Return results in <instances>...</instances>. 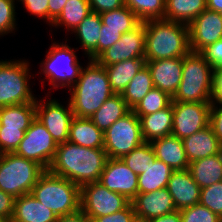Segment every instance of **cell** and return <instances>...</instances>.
I'll use <instances>...</instances> for the list:
<instances>
[{
  "instance_id": "1",
  "label": "cell",
  "mask_w": 222,
  "mask_h": 222,
  "mask_svg": "<svg viewBox=\"0 0 222 222\" xmlns=\"http://www.w3.org/2000/svg\"><path fill=\"white\" fill-rule=\"evenodd\" d=\"M107 159L104 149L86 148L66 141L58 144L48 171L81 188L85 184L99 182Z\"/></svg>"
},
{
  "instance_id": "2",
  "label": "cell",
  "mask_w": 222,
  "mask_h": 222,
  "mask_svg": "<svg viewBox=\"0 0 222 222\" xmlns=\"http://www.w3.org/2000/svg\"><path fill=\"white\" fill-rule=\"evenodd\" d=\"M73 115L90 118L109 97L115 94L110 86L106 69L96 60H89L81 69L77 82L69 88Z\"/></svg>"
},
{
  "instance_id": "3",
  "label": "cell",
  "mask_w": 222,
  "mask_h": 222,
  "mask_svg": "<svg viewBox=\"0 0 222 222\" xmlns=\"http://www.w3.org/2000/svg\"><path fill=\"white\" fill-rule=\"evenodd\" d=\"M145 24L146 61L183 58L190 49L189 26L166 19L149 20Z\"/></svg>"
},
{
  "instance_id": "4",
  "label": "cell",
  "mask_w": 222,
  "mask_h": 222,
  "mask_svg": "<svg viewBox=\"0 0 222 222\" xmlns=\"http://www.w3.org/2000/svg\"><path fill=\"white\" fill-rule=\"evenodd\" d=\"M31 194L57 217L80 210V187L48 170L39 177Z\"/></svg>"
},
{
  "instance_id": "5",
  "label": "cell",
  "mask_w": 222,
  "mask_h": 222,
  "mask_svg": "<svg viewBox=\"0 0 222 222\" xmlns=\"http://www.w3.org/2000/svg\"><path fill=\"white\" fill-rule=\"evenodd\" d=\"M213 69L200 52L186 54L182 80L172 101L211 103Z\"/></svg>"
},
{
  "instance_id": "6",
  "label": "cell",
  "mask_w": 222,
  "mask_h": 222,
  "mask_svg": "<svg viewBox=\"0 0 222 222\" xmlns=\"http://www.w3.org/2000/svg\"><path fill=\"white\" fill-rule=\"evenodd\" d=\"M45 171L40 164L15 153L0 154V190L14 198L31 193Z\"/></svg>"
},
{
  "instance_id": "7",
  "label": "cell",
  "mask_w": 222,
  "mask_h": 222,
  "mask_svg": "<svg viewBox=\"0 0 222 222\" xmlns=\"http://www.w3.org/2000/svg\"><path fill=\"white\" fill-rule=\"evenodd\" d=\"M28 64L24 60L0 61V108L36 102L28 84Z\"/></svg>"
},
{
  "instance_id": "8",
  "label": "cell",
  "mask_w": 222,
  "mask_h": 222,
  "mask_svg": "<svg viewBox=\"0 0 222 222\" xmlns=\"http://www.w3.org/2000/svg\"><path fill=\"white\" fill-rule=\"evenodd\" d=\"M45 61H43L42 72L48 77L49 83L57 87H72L80 77L83 68L77 60V56L67 44H56L49 48Z\"/></svg>"
},
{
  "instance_id": "9",
  "label": "cell",
  "mask_w": 222,
  "mask_h": 222,
  "mask_svg": "<svg viewBox=\"0 0 222 222\" xmlns=\"http://www.w3.org/2000/svg\"><path fill=\"white\" fill-rule=\"evenodd\" d=\"M103 134V149L108 158H122L144 142L140 118L132 110L118 119Z\"/></svg>"
},
{
  "instance_id": "10",
  "label": "cell",
  "mask_w": 222,
  "mask_h": 222,
  "mask_svg": "<svg viewBox=\"0 0 222 222\" xmlns=\"http://www.w3.org/2000/svg\"><path fill=\"white\" fill-rule=\"evenodd\" d=\"M80 196V210L90 220L116 213L131 202L124 195L110 191L99 182L83 185Z\"/></svg>"
},
{
  "instance_id": "11",
  "label": "cell",
  "mask_w": 222,
  "mask_h": 222,
  "mask_svg": "<svg viewBox=\"0 0 222 222\" xmlns=\"http://www.w3.org/2000/svg\"><path fill=\"white\" fill-rule=\"evenodd\" d=\"M57 146L58 144L46 127L35 118L14 153L35 161L45 170H48L55 156Z\"/></svg>"
},
{
  "instance_id": "12",
  "label": "cell",
  "mask_w": 222,
  "mask_h": 222,
  "mask_svg": "<svg viewBox=\"0 0 222 222\" xmlns=\"http://www.w3.org/2000/svg\"><path fill=\"white\" fill-rule=\"evenodd\" d=\"M171 135L183 140L209 126L211 103L172 101Z\"/></svg>"
},
{
  "instance_id": "13",
  "label": "cell",
  "mask_w": 222,
  "mask_h": 222,
  "mask_svg": "<svg viewBox=\"0 0 222 222\" xmlns=\"http://www.w3.org/2000/svg\"><path fill=\"white\" fill-rule=\"evenodd\" d=\"M145 42V24L141 22L132 31L122 34L119 41L103 51L95 60L102 66H108L132 58H144Z\"/></svg>"
},
{
  "instance_id": "14",
  "label": "cell",
  "mask_w": 222,
  "mask_h": 222,
  "mask_svg": "<svg viewBox=\"0 0 222 222\" xmlns=\"http://www.w3.org/2000/svg\"><path fill=\"white\" fill-rule=\"evenodd\" d=\"M35 105L36 118L46 127L55 142L57 144L66 142L70 123L74 117L70 102L66 108L55 99L45 103L36 100Z\"/></svg>"
},
{
  "instance_id": "15",
  "label": "cell",
  "mask_w": 222,
  "mask_h": 222,
  "mask_svg": "<svg viewBox=\"0 0 222 222\" xmlns=\"http://www.w3.org/2000/svg\"><path fill=\"white\" fill-rule=\"evenodd\" d=\"M99 183L131 201L138 194V175L121 158H108Z\"/></svg>"
},
{
  "instance_id": "16",
  "label": "cell",
  "mask_w": 222,
  "mask_h": 222,
  "mask_svg": "<svg viewBox=\"0 0 222 222\" xmlns=\"http://www.w3.org/2000/svg\"><path fill=\"white\" fill-rule=\"evenodd\" d=\"M190 49L201 52L207 46L222 39V14L204 10L189 25Z\"/></svg>"
},
{
  "instance_id": "17",
  "label": "cell",
  "mask_w": 222,
  "mask_h": 222,
  "mask_svg": "<svg viewBox=\"0 0 222 222\" xmlns=\"http://www.w3.org/2000/svg\"><path fill=\"white\" fill-rule=\"evenodd\" d=\"M131 203L138 222H147L152 218L177 210L167 188L137 194L131 200Z\"/></svg>"
},
{
  "instance_id": "18",
  "label": "cell",
  "mask_w": 222,
  "mask_h": 222,
  "mask_svg": "<svg viewBox=\"0 0 222 222\" xmlns=\"http://www.w3.org/2000/svg\"><path fill=\"white\" fill-rule=\"evenodd\" d=\"M145 65L150 70L154 87L173 97L182 80L183 58L146 61Z\"/></svg>"
},
{
  "instance_id": "19",
  "label": "cell",
  "mask_w": 222,
  "mask_h": 222,
  "mask_svg": "<svg viewBox=\"0 0 222 222\" xmlns=\"http://www.w3.org/2000/svg\"><path fill=\"white\" fill-rule=\"evenodd\" d=\"M166 188L177 210L191 207L200 201L201 188L192 178L189 169L173 170Z\"/></svg>"
},
{
  "instance_id": "20",
  "label": "cell",
  "mask_w": 222,
  "mask_h": 222,
  "mask_svg": "<svg viewBox=\"0 0 222 222\" xmlns=\"http://www.w3.org/2000/svg\"><path fill=\"white\" fill-rule=\"evenodd\" d=\"M182 141L189 163L222 152V145L210 125Z\"/></svg>"
},
{
  "instance_id": "21",
  "label": "cell",
  "mask_w": 222,
  "mask_h": 222,
  "mask_svg": "<svg viewBox=\"0 0 222 222\" xmlns=\"http://www.w3.org/2000/svg\"><path fill=\"white\" fill-rule=\"evenodd\" d=\"M150 143L155 152V157L169 165L172 170H184L189 168L183 141L178 137L168 135L163 138L152 140Z\"/></svg>"
},
{
  "instance_id": "22",
  "label": "cell",
  "mask_w": 222,
  "mask_h": 222,
  "mask_svg": "<svg viewBox=\"0 0 222 222\" xmlns=\"http://www.w3.org/2000/svg\"><path fill=\"white\" fill-rule=\"evenodd\" d=\"M57 216L31 193L15 198L11 222H56Z\"/></svg>"
},
{
  "instance_id": "23",
  "label": "cell",
  "mask_w": 222,
  "mask_h": 222,
  "mask_svg": "<svg viewBox=\"0 0 222 222\" xmlns=\"http://www.w3.org/2000/svg\"><path fill=\"white\" fill-rule=\"evenodd\" d=\"M140 118L141 133L144 142L171 135L173 124V107L171 104L160 111L147 115H137Z\"/></svg>"
},
{
  "instance_id": "24",
  "label": "cell",
  "mask_w": 222,
  "mask_h": 222,
  "mask_svg": "<svg viewBox=\"0 0 222 222\" xmlns=\"http://www.w3.org/2000/svg\"><path fill=\"white\" fill-rule=\"evenodd\" d=\"M68 142L86 148L104 147V134L90 118L73 117L69 127Z\"/></svg>"
},
{
  "instance_id": "25",
  "label": "cell",
  "mask_w": 222,
  "mask_h": 222,
  "mask_svg": "<svg viewBox=\"0 0 222 222\" xmlns=\"http://www.w3.org/2000/svg\"><path fill=\"white\" fill-rule=\"evenodd\" d=\"M189 172L199 187L222 181V152L189 163Z\"/></svg>"
},
{
  "instance_id": "26",
  "label": "cell",
  "mask_w": 222,
  "mask_h": 222,
  "mask_svg": "<svg viewBox=\"0 0 222 222\" xmlns=\"http://www.w3.org/2000/svg\"><path fill=\"white\" fill-rule=\"evenodd\" d=\"M144 65V58H132L113 65L103 66L107 71L112 91L115 94H122Z\"/></svg>"
},
{
  "instance_id": "27",
  "label": "cell",
  "mask_w": 222,
  "mask_h": 222,
  "mask_svg": "<svg viewBox=\"0 0 222 222\" xmlns=\"http://www.w3.org/2000/svg\"><path fill=\"white\" fill-rule=\"evenodd\" d=\"M102 28V20L99 13L91 12L73 31L81 41V47L87 53L90 60L98 57V41Z\"/></svg>"
},
{
  "instance_id": "28",
  "label": "cell",
  "mask_w": 222,
  "mask_h": 222,
  "mask_svg": "<svg viewBox=\"0 0 222 222\" xmlns=\"http://www.w3.org/2000/svg\"><path fill=\"white\" fill-rule=\"evenodd\" d=\"M131 109L121 94H113L90 117L94 125L103 133L118 119L123 118Z\"/></svg>"
},
{
  "instance_id": "29",
  "label": "cell",
  "mask_w": 222,
  "mask_h": 222,
  "mask_svg": "<svg viewBox=\"0 0 222 222\" xmlns=\"http://www.w3.org/2000/svg\"><path fill=\"white\" fill-rule=\"evenodd\" d=\"M173 170L156 157L150 161L145 172L138 175V194L166 188Z\"/></svg>"
},
{
  "instance_id": "30",
  "label": "cell",
  "mask_w": 222,
  "mask_h": 222,
  "mask_svg": "<svg viewBox=\"0 0 222 222\" xmlns=\"http://www.w3.org/2000/svg\"><path fill=\"white\" fill-rule=\"evenodd\" d=\"M35 118V102L0 108V128H12L26 132Z\"/></svg>"
},
{
  "instance_id": "31",
  "label": "cell",
  "mask_w": 222,
  "mask_h": 222,
  "mask_svg": "<svg viewBox=\"0 0 222 222\" xmlns=\"http://www.w3.org/2000/svg\"><path fill=\"white\" fill-rule=\"evenodd\" d=\"M164 19L189 25L207 9L206 0H165Z\"/></svg>"
},
{
  "instance_id": "32",
  "label": "cell",
  "mask_w": 222,
  "mask_h": 222,
  "mask_svg": "<svg viewBox=\"0 0 222 222\" xmlns=\"http://www.w3.org/2000/svg\"><path fill=\"white\" fill-rule=\"evenodd\" d=\"M152 88H154V84L150 70L144 65V67L129 82L121 95L128 107L132 110Z\"/></svg>"
},
{
  "instance_id": "33",
  "label": "cell",
  "mask_w": 222,
  "mask_h": 222,
  "mask_svg": "<svg viewBox=\"0 0 222 222\" xmlns=\"http://www.w3.org/2000/svg\"><path fill=\"white\" fill-rule=\"evenodd\" d=\"M91 12L88 0H68L52 26L64 25L68 30L74 31Z\"/></svg>"
},
{
  "instance_id": "34",
  "label": "cell",
  "mask_w": 222,
  "mask_h": 222,
  "mask_svg": "<svg viewBox=\"0 0 222 222\" xmlns=\"http://www.w3.org/2000/svg\"><path fill=\"white\" fill-rule=\"evenodd\" d=\"M100 16L105 28L122 29V34L132 31L141 23L126 5L115 10L102 12Z\"/></svg>"
},
{
  "instance_id": "35",
  "label": "cell",
  "mask_w": 222,
  "mask_h": 222,
  "mask_svg": "<svg viewBox=\"0 0 222 222\" xmlns=\"http://www.w3.org/2000/svg\"><path fill=\"white\" fill-rule=\"evenodd\" d=\"M165 2V0H124L125 5L142 23L164 19Z\"/></svg>"
},
{
  "instance_id": "36",
  "label": "cell",
  "mask_w": 222,
  "mask_h": 222,
  "mask_svg": "<svg viewBox=\"0 0 222 222\" xmlns=\"http://www.w3.org/2000/svg\"><path fill=\"white\" fill-rule=\"evenodd\" d=\"M171 102L172 97L167 92L154 87L132 111L136 115H147L167 108Z\"/></svg>"
},
{
  "instance_id": "37",
  "label": "cell",
  "mask_w": 222,
  "mask_h": 222,
  "mask_svg": "<svg viewBox=\"0 0 222 222\" xmlns=\"http://www.w3.org/2000/svg\"><path fill=\"white\" fill-rule=\"evenodd\" d=\"M155 158V152L150 142H143L121 159L135 174L145 172L150 161Z\"/></svg>"
},
{
  "instance_id": "38",
  "label": "cell",
  "mask_w": 222,
  "mask_h": 222,
  "mask_svg": "<svg viewBox=\"0 0 222 222\" xmlns=\"http://www.w3.org/2000/svg\"><path fill=\"white\" fill-rule=\"evenodd\" d=\"M199 203L222 217V181L200 190Z\"/></svg>"
},
{
  "instance_id": "39",
  "label": "cell",
  "mask_w": 222,
  "mask_h": 222,
  "mask_svg": "<svg viewBox=\"0 0 222 222\" xmlns=\"http://www.w3.org/2000/svg\"><path fill=\"white\" fill-rule=\"evenodd\" d=\"M182 222H219L220 217L200 203L180 210Z\"/></svg>"
},
{
  "instance_id": "40",
  "label": "cell",
  "mask_w": 222,
  "mask_h": 222,
  "mask_svg": "<svg viewBox=\"0 0 222 222\" xmlns=\"http://www.w3.org/2000/svg\"><path fill=\"white\" fill-rule=\"evenodd\" d=\"M24 135V130L0 128V154L14 153Z\"/></svg>"
},
{
  "instance_id": "41",
  "label": "cell",
  "mask_w": 222,
  "mask_h": 222,
  "mask_svg": "<svg viewBox=\"0 0 222 222\" xmlns=\"http://www.w3.org/2000/svg\"><path fill=\"white\" fill-rule=\"evenodd\" d=\"M15 0H0V35L8 34L15 29Z\"/></svg>"
},
{
  "instance_id": "42",
  "label": "cell",
  "mask_w": 222,
  "mask_h": 222,
  "mask_svg": "<svg viewBox=\"0 0 222 222\" xmlns=\"http://www.w3.org/2000/svg\"><path fill=\"white\" fill-rule=\"evenodd\" d=\"M92 222H138L132 203L111 215L93 218Z\"/></svg>"
},
{
  "instance_id": "43",
  "label": "cell",
  "mask_w": 222,
  "mask_h": 222,
  "mask_svg": "<svg viewBox=\"0 0 222 222\" xmlns=\"http://www.w3.org/2000/svg\"><path fill=\"white\" fill-rule=\"evenodd\" d=\"M121 36L122 29L105 28V25L102 24L98 41V56L119 41Z\"/></svg>"
},
{
  "instance_id": "44",
  "label": "cell",
  "mask_w": 222,
  "mask_h": 222,
  "mask_svg": "<svg viewBox=\"0 0 222 222\" xmlns=\"http://www.w3.org/2000/svg\"><path fill=\"white\" fill-rule=\"evenodd\" d=\"M200 53L213 68L222 67V39L207 46Z\"/></svg>"
},
{
  "instance_id": "45",
  "label": "cell",
  "mask_w": 222,
  "mask_h": 222,
  "mask_svg": "<svg viewBox=\"0 0 222 222\" xmlns=\"http://www.w3.org/2000/svg\"><path fill=\"white\" fill-rule=\"evenodd\" d=\"M31 14L46 19L48 22V4L49 0H19Z\"/></svg>"
},
{
  "instance_id": "46",
  "label": "cell",
  "mask_w": 222,
  "mask_h": 222,
  "mask_svg": "<svg viewBox=\"0 0 222 222\" xmlns=\"http://www.w3.org/2000/svg\"><path fill=\"white\" fill-rule=\"evenodd\" d=\"M217 106L216 103H211L209 125L222 145V105Z\"/></svg>"
},
{
  "instance_id": "47",
  "label": "cell",
  "mask_w": 222,
  "mask_h": 222,
  "mask_svg": "<svg viewBox=\"0 0 222 222\" xmlns=\"http://www.w3.org/2000/svg\"><path fill=\"white\" fill-rule=\"evenodd\" d=\"M94 13L115 10L125 5L124 0H88Z\"/></svg>"
},
{
  "instance_id": "48",
  "label": "cell",
  "mask_w": 222,
  "mask_h": 222,
  "mask_svg": "<svg viewBox=\"0 0 222 222\" xmlns=\"http://www.w3.org/2000/svg\"><path fill=\"white\" fill-rule=\"evenodd\" d=\"M222 105V67L213 69L211 103Z\"/></svg>"
},
{
  "instance_id": "49",
  "label": "cell",
  "mask_w": 222,
  "mask_h": 222,
  "mask_svg": "<svg viewBox=\"0 0 222 222\" xmlns=\"http://www.w3.org/2000/svg\"><path fill=\"white\" fill-rule=\"evenodd\" d=\"M15 198L0 190V218L10 219L13 216Z\"/></svg>"
},
{
  "instance_id": "50",
  "label": "cell",
  "mask_w": 222,
  "mask_h": 222,
  "mask_svg": "<svg viewBox=\"0 0 222 222\" xmlns=\"http://www.w3.org/2000/svg\"><path fill=\"white\" fill-rule=\"evenodd\" d=\"M68 0H49L48 4V22L52 24L61 14L63 7Z\"/></svg>"
},
{
  "instance_id": "51",
  "label": "cell",
  "mask_w": 222,
  "mask_h": 222,
  "mask_svg": "<svg viewBox=\"0 0 222 222\" xmlns=\"http://www.w3.org/2000/svg\"><path fill=\"white\" fill-rule=\"evenodd\" d=\"M56 222H92L81 210L57 218Z\"/></svg>"
},
{
  "instance_id": "52",
  "label": "cell",
  "mask_w": 222,
  "mask_h": 222,
  "mask_svg": "<svg viewBox=\"0 0 222 222\" xmlns=\"http://www.w3.org/2000/svg\"><path fill=\"white\" fill-rule=\"evenodd\" d=\"M147 222H182L180 210H176L172 213L152 218Z\"/></svg>"
},
{
  "instance_id": "53",
  "label": "cell",
  "mask_w": 222,
  "mask_h": 222,
  "mask_svg": "<svg viewBox=\"0 0 222 222\" xmlns=\"http://www.w3.org/2000/svg\"><path fill=\"white\" fill-rule=\"evenodd\" d=\"M207 9L222 14V0H206Z\"/></svg>"
},
{
  "instance_id": "54",
  "label": "cell",
  "mask_w": 222,
  "mask_h": 222,
  "mask_svg": "<svg viewBox=\"0 0 222 222\" xmlns=\"http://www.w3.org/2000/svg\"><path fill=\"white\" fill-rule=\"evenodd\" d=\"M0 222H11L10 219L0 218Z\"/></svg>"
}]
</instances>
